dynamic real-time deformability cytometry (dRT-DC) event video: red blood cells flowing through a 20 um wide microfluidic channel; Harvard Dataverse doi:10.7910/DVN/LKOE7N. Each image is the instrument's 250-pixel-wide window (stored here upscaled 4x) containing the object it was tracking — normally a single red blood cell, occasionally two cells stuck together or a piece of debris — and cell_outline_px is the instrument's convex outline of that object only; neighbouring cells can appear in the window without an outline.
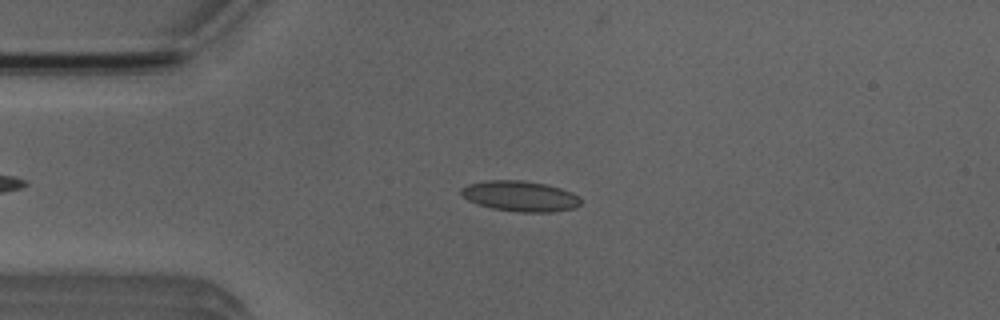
{"species": "Egyptian fruit bat (a non-hibernating species)", "species_latin": "Rousettus aegyptiacus", "temperature_condition": "room temperature", "stored_images_in_passage": 51, "camera_frame_rate_fps": 3000, "um_per_image_px": 0.085, "animal": {"sex": "male"}, "frame": {"image": 1, "passage_image": 11, "time_ms": 3.333, "image_size_px": [1000, 320], "cell_outline_px": [[580, 204], [576, 208], [552, 212], [520, 212], [492, 208], [476, 204], [468, 200], [460, 192], [460, 188], [468, 184], [488, 180], [520, 180], [544, 184], [560, 188], [572, 192], [580, 196]], "centroid_in_image_um": [44.22, 16.67], "position_along_channel_um": 40.8, "area_um2": 21.27}}
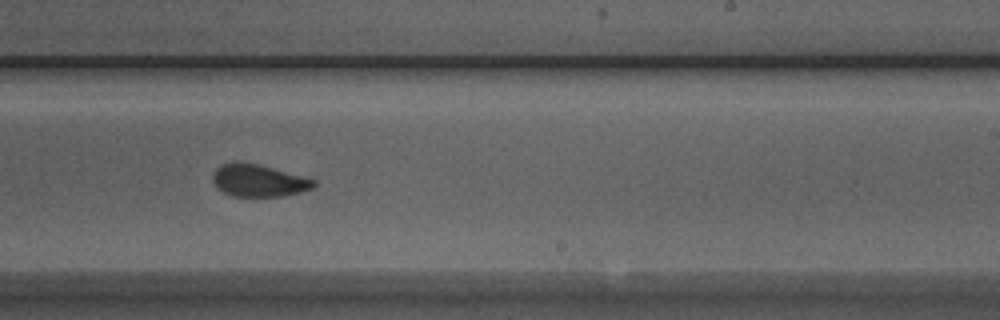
{"frame": {"image": 2, "passage_image": 30, "time_ms": 9.667, "image_size_px": [1000, 320], "cell_outline_px": [[316, 184], [312, 188], [300, 192], [284, 196], [232, 196], [216, 188], [212, 180], [212, 172], [220, 164], [236, 160], [260, 164], [316, 180]], "centroid_in_image_um": [21.92, 15.32], "position_along_channel_um": 267.1, "area_um2": 19.31}}
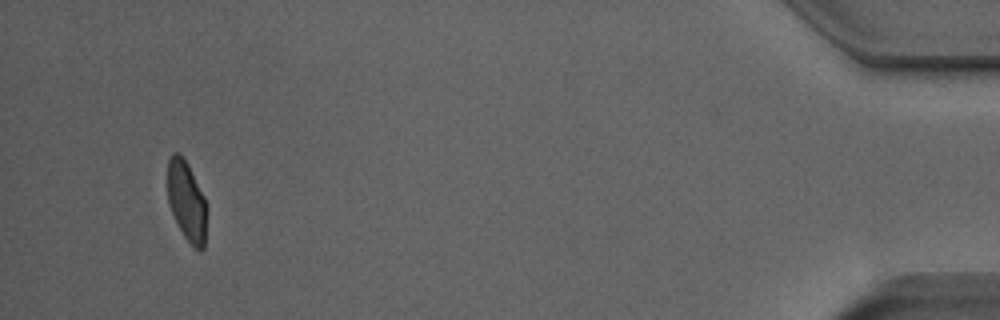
{"frame": {"image": 3, "passage_image": 48, "time_ms": 15.667, "image_size_px": [1000, 320], "cell_outline_px": [[208, 212], [204, 248], [200, 252], [184, 236], [168, 204], [168, 160], [172, 152], [180, 152], [188, 164], [204, 196], [208, 208]], "centroid_in_image_um": [15.9, 17.08], "position_along_channel_um": 419.3, "area_um2": 18.44}, "authors_computed_cell_mechanics": {"area_um2": 19.8254, "velocity_mm_per_s": 3.9248, "shape_relaxation_time_tau1_ms": 10.027, "shape_relaxation_time_tau2_ms": 1.1553, "deformation_change_tau1": 0.2258, "deformation_change_tau2": 0.0635}}